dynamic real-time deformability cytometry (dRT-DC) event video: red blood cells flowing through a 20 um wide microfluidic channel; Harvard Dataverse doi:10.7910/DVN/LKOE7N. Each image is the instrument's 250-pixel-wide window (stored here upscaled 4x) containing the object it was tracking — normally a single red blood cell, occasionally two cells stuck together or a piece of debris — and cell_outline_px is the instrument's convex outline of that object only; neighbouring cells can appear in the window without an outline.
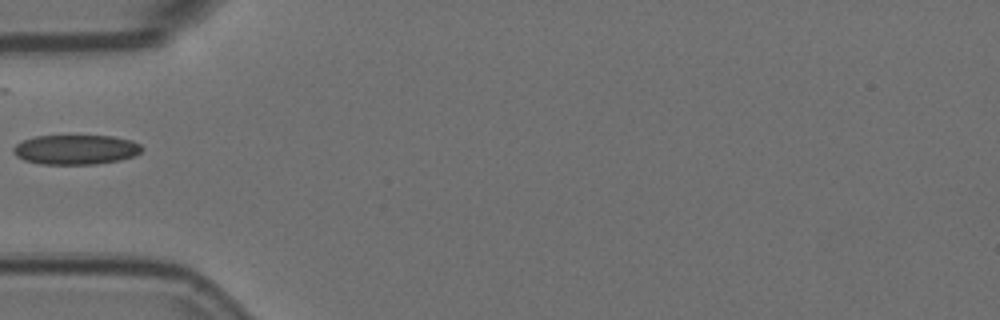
{"species": "Egyptian fruit bat (a non-hibernating species)", "species_latin": "Rousettus aegyptiacus", "temperature_condition": "room temperature", "stored_images_in_passage": 39, "camera_frame_rate_fps": 3000, "um_per_image_px": 0.085, "animal": {"sex": "female"}, "frame": {"image": 1, "passage_image": 1, "time_ms": 0.0, "image_size_px": [1000, 320], "cell_outline_px": [[144, 148], [140, 152], [132, 156], [120, 160], [96, 164], [40, 164], [24, 160], [16, 156], [12, 152], [12, 148], [16, 144], [24, 140], [36, 136], [112, 136], [132, 140], [140, 144]], "centroid_in_image_um": [6.43, 12.72], "position_along_channel_um": 78.6, "area_um2": 22.25}}
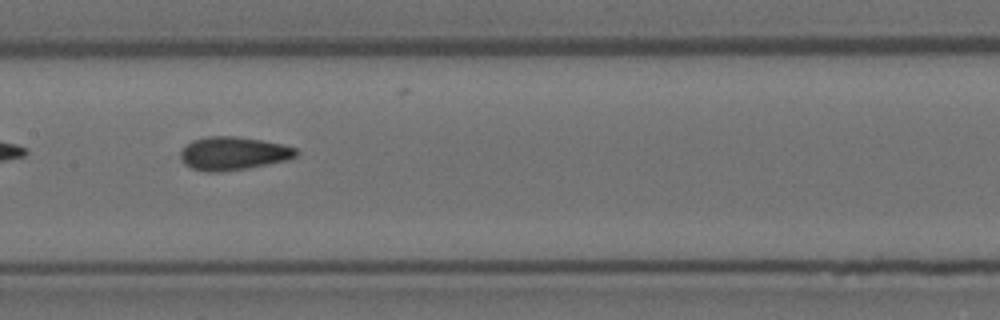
{"frame": {"image": 2, "passage_image": 10, "time_ms": 3.0, "image_size_px": [1000, 320], "cell_outline_px": [[300, 152], [296, 156], [288, 160], [248, 168], [220, 172], [208, 172], [192, 168], [184, 164], [180, 160], [180, 152], [192, 140], [208, 136], [236, 136], [284, 144], [296, 148]], "centroid_in_image_um": [19.84, 13.04], "position_along_channel_um": 187.6, "area_um2": 22.54}}
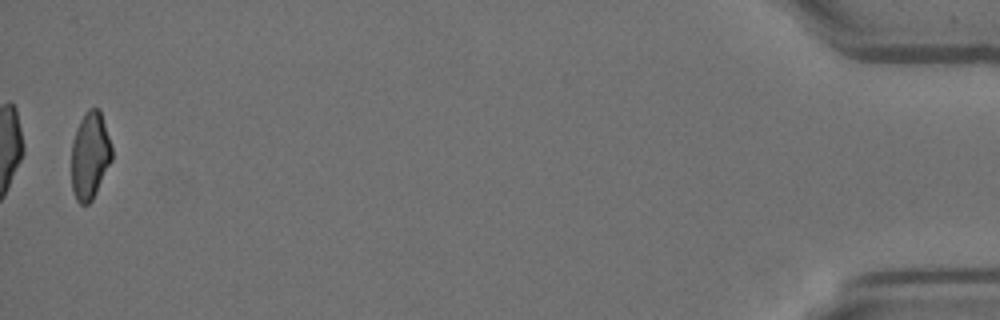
{"frame": {"image": 3, "passage_image": 38, "time_ms": 12.333, "image_size_px": [1000, 320], "cell_outline_px": [[112, 160], [92, 200], [88, 204], [80, 204], [76, 200], [72, 192], [72, 144], [80, 120], [84, 112], [88, 108], [100, 108], [112, 148]], "centroid_in_image_um": [7.65, 13.22], "position_along_channel_um": 427.5, "area_um2": 20.52}}